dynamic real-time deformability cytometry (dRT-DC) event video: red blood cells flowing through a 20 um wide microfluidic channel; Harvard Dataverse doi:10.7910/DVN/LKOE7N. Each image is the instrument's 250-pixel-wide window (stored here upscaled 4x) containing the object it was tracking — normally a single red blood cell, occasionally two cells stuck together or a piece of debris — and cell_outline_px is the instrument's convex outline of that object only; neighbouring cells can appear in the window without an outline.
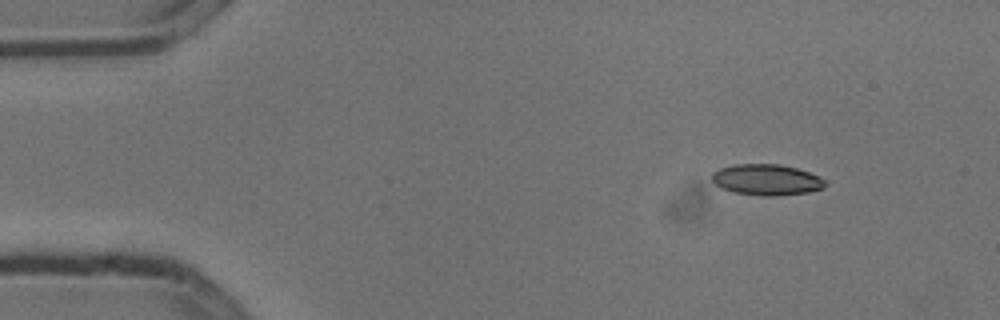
{"species": "common noctule bat (a hibernating species)", "species_latin": "Nyctalus noctula", "temperature_condition": "cold", "stored_images_in_passage": 3, "camera_frame_rate_fps": 3000, "um_per_image_px": 0.085, "animal": {"sex": "male", "body_mass_g": 13.3}, "frame": {"image": 1, "passage_image": 1, "time_ms": 0.0, "image_size_px": [1000, 320], "cell_outline_px": [[828, 184], [824, 188], [808, 192], [776, 196], [760, 196], [732, 192], [720, 188], [712, 180], [712, 172], [720, 168], [732, 164], [780, 164], [796, 168], [808, 172], [824, 180]], "centroid_in_image_um": [65.13, 15.28], "position_along_channel_um": 19.9, "area_um2": 20.58}}
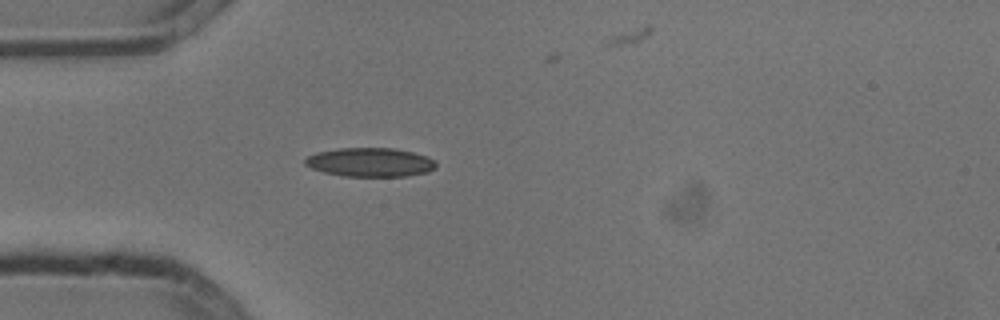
{"frame": {"image": 2, "passage_image": 3, "time_ms": 0.667, "image_size_px": [1000, 320], "cell_outline_px": [[436, 168], [428, 172], [404, 176], [340, 176], [324, 172], [312, 168], [304, 164], [304, 160], [308, 156], [316, 152], [340, 148], [392, 148], [412, 152], [428, 156], [436, 160]], "centroid_in_image_um": [31.48, 13.79], "position_along_channel_um": 53.5, "area_um2": 22.14}}